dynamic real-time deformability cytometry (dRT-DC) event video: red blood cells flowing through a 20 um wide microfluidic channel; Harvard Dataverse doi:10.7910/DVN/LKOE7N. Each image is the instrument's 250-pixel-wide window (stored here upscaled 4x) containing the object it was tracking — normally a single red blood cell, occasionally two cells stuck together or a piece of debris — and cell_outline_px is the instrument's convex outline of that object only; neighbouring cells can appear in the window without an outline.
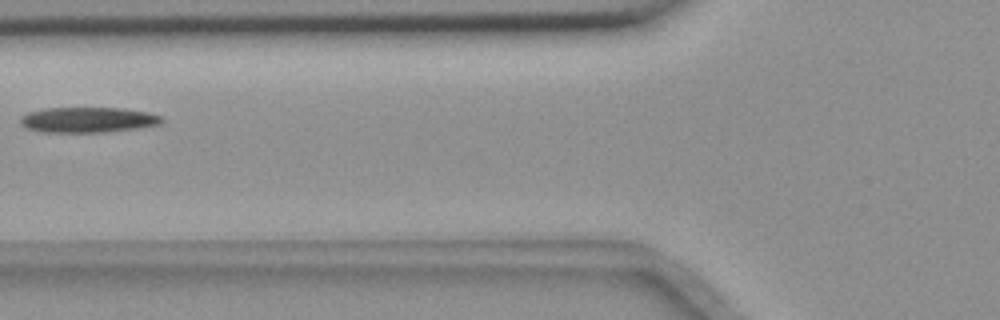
{"species": "common noctule bat (a hibernating species)", "species_latin": "Nyctalus noctula", "temperature_condition": "room temperature", "stored_images_in_passage": 7, "camera_frame_rate_fps": 3000, "um_per_image_px": 0.085, "animal": {"sex": "female", "body_mass_g": 18.4}, "frame": {"image": 1, "passage_image": 7, "time_ms": 2.0, "image_size_px": [1000, 320], "cell_outline_px": [[164, 120], [160, 124], [136, 128], [104, 132], [40, 132], [24, 128], [20, 124], [20, 116], [28, 112], [44, 108], [124, 108], [148, 112], [164, 116]], "centroid_in_image_um": [7.45, 10.18], "position_along_channel_um": 118.4, "area_um2": 21.15}}